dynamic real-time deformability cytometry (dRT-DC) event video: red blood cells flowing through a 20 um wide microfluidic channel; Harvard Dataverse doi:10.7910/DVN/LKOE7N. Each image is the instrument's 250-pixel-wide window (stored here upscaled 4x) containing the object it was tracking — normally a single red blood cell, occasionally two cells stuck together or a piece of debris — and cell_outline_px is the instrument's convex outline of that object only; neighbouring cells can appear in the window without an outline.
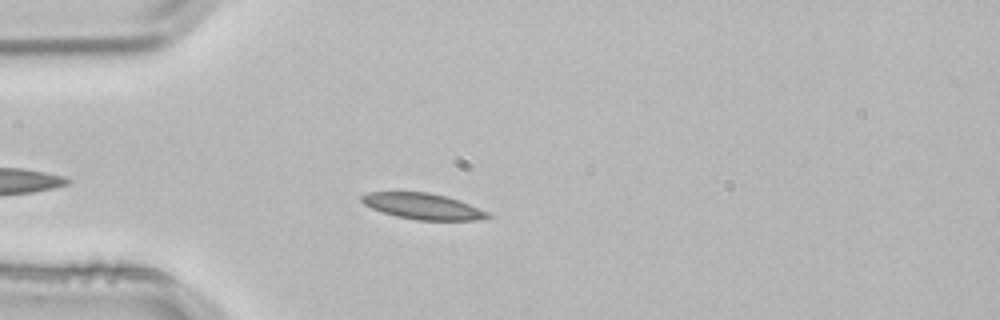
{"species": "common noctule bat (a hibernating species)", "species_latin": "Nyctalus noctula", "temperature_condition": "room temperature", "stored_images_in_passage": 4, "camera_frame_rate_fps": 3000, "um_per_image_px": 0.085, "animal": {"sex": "male", "body_mass_g": 21.5, "forearm_length_mm": 52.0}, "frame": {"image": 1, "passage_image": 4, "time_ms": 1.0, "image_size_px": [1000, 320], "cell_outline_px": [[492, 216], [476, 220], [416, 220], [396, 216], [372, 208], [364, 204], [360, 200], [360, 196], [368, 192], [428, 192], [444, 196], [468, 204], [488, 212]], "centroid_in_image_um": [35.9, 17.53], "position_along_channel_um": 49.1, "area_um2": 18.79}}